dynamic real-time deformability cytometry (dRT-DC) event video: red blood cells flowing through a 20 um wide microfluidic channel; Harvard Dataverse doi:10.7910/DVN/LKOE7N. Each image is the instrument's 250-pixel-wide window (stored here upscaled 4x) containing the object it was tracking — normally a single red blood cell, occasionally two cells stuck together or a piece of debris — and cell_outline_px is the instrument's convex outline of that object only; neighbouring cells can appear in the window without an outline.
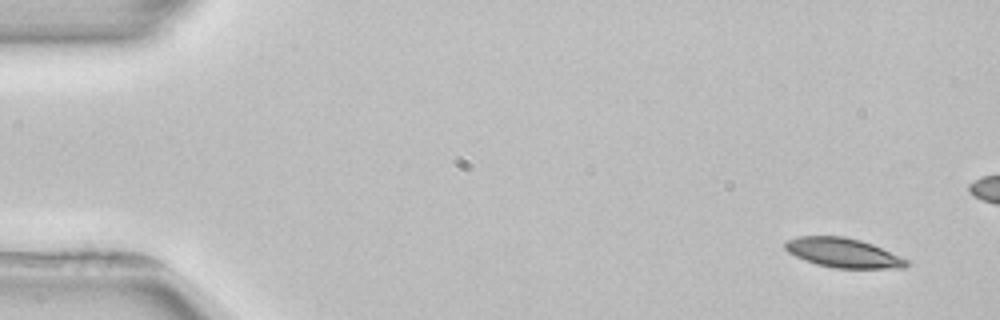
{"species": "common noctule bat (a hibernating species)", "species_latin": "Nyctalus noctula", "temperature_condition": "room temperature", "stored_images_in_passage": 5, "camera_frame_rate_fps": 3000, "um_per_image_px": 0.085, "animal": {"sex": "female", "body_mass_g": 22.7, "forearm_length_mm": 54.2}, "frame": {"image": 1, "passage_image": 1, "time_ms": 0.0, "image_size_px": [1000, 320], "cell_outline_px": [[908, 264], [904, 268], [836, 268], [816, 264], [804, 260], [788, 252], [784, 248], [784, 244], [788, 240], [796, 236], [844, 236], [860, 240], [872, 244], [908, 260]], "centroid_in_image_um": [71.63, 21.48], "position_along_channel_um": 13.4, "area_um2": 20.69}}